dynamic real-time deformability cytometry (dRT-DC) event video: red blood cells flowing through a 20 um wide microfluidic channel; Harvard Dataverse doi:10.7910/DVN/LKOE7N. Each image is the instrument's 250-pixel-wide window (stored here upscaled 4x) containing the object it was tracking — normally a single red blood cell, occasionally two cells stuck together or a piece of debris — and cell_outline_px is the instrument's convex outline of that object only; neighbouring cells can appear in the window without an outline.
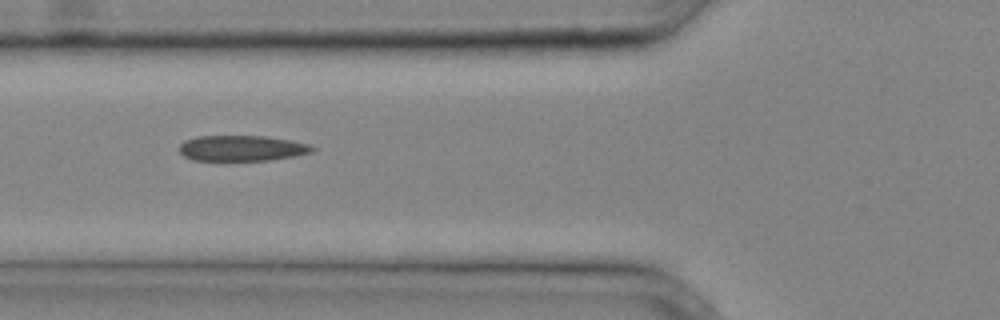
{"species": "common noctule bat (a hibernating species)", "species_latin": "Nyctalus noctula", "temperature_condition": "cold", "stored_images_in_passage": 30, "camera_frame_rate_fps": 3000, "um_per_image_px": 0.085, "animal": {"sex": "male", "body_mass_g": 20.4}, "frame": {"image": 1, "passage_image": 9, "time_ms": 2.667, "image_size_px": [1000, 320], "cell_outline_px": [[316, 148], [312, 152], [292, 156], [268, 160], [192, 160], [184, 156], [180, 152], [180, 144], [184, 140], [196, 136], [264, 136], [292, 140], [312, 144]], "centroid_in_image_um": [20.57, 12.59], "position_along_channel_um": 105.2, "area_um2": 19.88}}
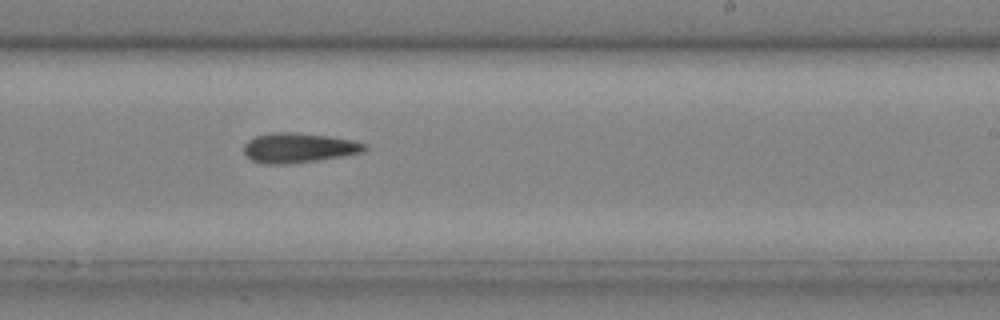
{"frame": {"image": 2, "passage_image": 18, "time_ms": 5.667, "image_size_px": [1000, 320], "cell_outline_px": [[368, 148], [364, 152], [316, 160], [288, 164], [268, 164], [252, 160], [244, 152], [244, 144], [248, 140], [256, 136], [272, 132], [292, 132], [328, 136], [352, 140], [368, 144]], "centroid_in_image_um": [25.4, 12.56], "position_along_channel_um": 263.6, "area_um2": 20.81}}